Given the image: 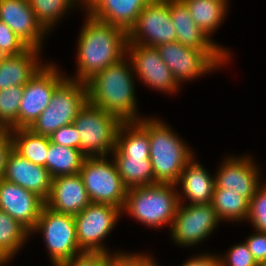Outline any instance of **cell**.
I'll use <instances>...</instances> for the list:
<instances>
[{
  "instance_id": "1",
  "label": "cell",
  "mask_w": 266,
  "mask_h": 266,
  "mask_svg": "<svg viewBox=\"0 0 266 266\" xmlns=\"http://www.w3.org/2000/svg\"><path fill=\"white\" fill-rule=\"evenodd\" d=\"M77 44L76 76L67 78L86 83L97 72L127 56V32L94 18L86 12Z\"/></svg>"
},
{
  "instance_id": "2",
  "label": "cell",
  "mask_w": 266,
  "mask_h": 266,
  "mask_svg": "<svg viewBox=\"0 0 266 266\" xmlns=\"http://www.w3.org/2000/svg\"><path fill=\"white\" fill-rule=\"evenodd\" d=\"M134 71L126 56L119 62L97 72L87 82L88 102L122 122H137V100Z\"/></svg>"
},
{
  "instance_id": "3",
  "label": "cell",
  "mask_w": 266,
  "mask_h": 266,
  "mask_svg": "<svg viewBox=\"0 0 266 266\" xmlns=\"http://www.w3.org/2000/svg\"><path fill=\"white\" fill-rule=\"evenodd\" d=\"M150 140V161L156 183H178L181 172L194 158L191 147L159 118H142L137 121Z\"/></svg>"
},
{
  "instance_id": "4",
  "label": "cell",
  "mask_w": 266,
  "mask_h": 266,
  "mask_svg": "<svg viewBox=\"0 0 266 266\" xmlns=\"http://www.w3.org/2000/svg\"><path fill=\"white\" fill-rule=\"evenodd\" d=\"M174 184L157 183L128 189L123 212L149 228H171L179 206Z\"/></svg>"
},
{
  "instance_id": "5",
  "label": "cell",
  "mask_w": 266,
  "mask_h": 266,
  "mask_svg": "<svg viewBox=\"0 0 266 266\" xmlns=\"http://www.w3.org/2000/svg\"><path fill=\"white\" fill-rule=\"evenodd\" d=\"M73 123L80 136V150L86 157L111 156L123 123L118 117L87 102Z\"/></svg>"
},
{
  "instance_id": "6",
  "label": "cell",
  "mask_w": 266,
  "mask_h": 266,
  "mask_svg": "<svg viewBox=\"0 0 266 266\" xmlns=\"http://www.w3.org/2000/svg\"><path fill=\"white\" fill-rule=\"evenodd\" d=\"M87 102L86 83L66 78L55 89L47 108L28 129L50 137L57 129L73 123Z\"/></svg>"
},
{
  "instance_id": "7",
  "label": "cell",
  "mask_w": 266,
  "mask_h": 266,
  "mask_svg": "<svg viewBox=\"0 0 266 266\" xmlns=\"http://www.w3.org/2000/svg\"><path fill=\"white\" fill-rule=\"evenodd\" d=\"M156 48L179 85H182V82L200 78L209 72L212 73L231 59L224 51H201L177 41L162 44Z\"/></svg>"
},
{
  "instance_id": "8",
  "label": "cell",
  "mask_w": 266,
  "mask_h": 266,
  "mask_svg": "<svg viewBox=\"0 0 266 266\" xmlns=\"http://www.w3.org/2000/svg\"><path fill=\"white\" fill-rule=\"evenodd\" d=\"M109 156L85 157L79 174L91 203L109 204L121 210L128 188L121 180L117 166Z\"/></svg>"
},
{
  "instance_id": "9",
  "label": "cell",
  "mask_w": 266,
  "mask_h": 266,
  "mask_svg": "<svg viewBox=\"0 0 266 266\" xmlns=\"http://www.w3.org/2000/svg\"><path fill=\"white\" fill-rule=\"evenodd\" d=\"M33 233L43 234L42 238L53 266L82 253L78 245L74 215L55 212L45 205L38 222L30 232Z\"/></svg>"
},
{
  "instance_id": "10",
  "label": "cell",
  "mask_w": 266,
  "mask_h": 266,
  "mask_svg": "<svg viewBox=\"0 0 266 266\" xmlns=\"http://www.w3.org/2000/svg\"><path fill=\"white\" fill-rule=\"evenodd\" d=\"M121 213L122 210L113 205L90 203L83 211L74 215L80 250L111 252L103 245V240L114 229Z\"/></svg>"
},
{
  "instance_id": "11",
  "label": "cell",
  "mask_w": 266,
  "mask_h": 266,
  "mask_svg": "<svg viewBox=\"0 0 266 266\" xmlns=\"http://www.w3.org/2000/svg\"><path fill=\"white\" fill-rule=\"evenodd\" d=\"M220 222L211 203H180L169 233L174 244L194 247L207 239Z\"/></svg>"
},
{
  "instance_id": "12",
  "label": "cell",
  "mask_w": 266,
  "mask_h": 266,
  "mask_svg": "<svg viewBox=\"0 0 266 266\" xmlns=\"http://www.w3.org/2000/svg\"><path fill=\"white\" fill-rule=\"evenodd\" d=\"M128 42L157 47L176 41V30L171 20L170 0H152L137 17L127 32Z\"/></svg>"
},
{
  "instance_id": "13",
  "label": "cell",
  "mask_w": 266,
  "mask_h": 266,
  "mask_svg": "<svg viewBox=\"0 0 266 266\" xmlns=\"http://www.w3.org/2000/svg\"><path fill=\"white\" fill-rule=\"evenodd\" d=\"M67 78L53 64H44L24 85L19 105V128H29L47 108L55 89Z\"/></svg>"
},
{
  "instance_id": "14",
  "label": "cell",
  "mask_w": 266,
  "mask_h": 266,
  "mask_svg": "<svg viewBox=\"0 0 266 266\" xmlns=\"http://www.w3.org/2000/svg\"><path fill=\"white\" fill-rule=\"evenodd\" d=\"M127 57L130 59L134 74L146 86L163 93L176 94L178 84L168 66L161 59L156 47L143 46L128 42Z\"/></svg>"
},
{
  "instance_id": "15",
  "label": "cell",
  "mask_w": 266,
  "mask_h": 266,
  "mask_svg": "<svg viewBox=\"0 0 266 266\" xmlns=\"http://www.w3.org/2000/svg\"><path fill=\"white\" fill-rule=\"evenodd\" d=\"M255 163L249 155L226 157L214 175V189L239 194L250 202L262 183L260 167Z\"/></svg>"
},
{
  "instance_id": "16",
  "label": "cell",
  "mask_w": 266,
  "mask_h": 266,
  "mask_svg": "<svg viewBox=\"0 0 266 266\" xmlns=\"http://www.w3.org/2000/svg\"><path fill=\"white\" fill-rule=\"evenodd\" d=\"M0 20L30 48L42 50L48 32L37 21L28 0H0Z\"/></svg>"
},
{
  "instance_id": "17",
  "label": "cell",
  "mask_w": 266,
  "mask_h": 266,
  "mask_svg": "<svg viewBox=\"0 0 266 266\" xmlns=\"http://www.w3.org/2000/svg\"><path fill=\"white\" fill-rule=\"evenodd\" d=\"M45 201L21 186L2 180L0 182V210L31 232L38 222Z\"/></svg>"
},
{
  "instance_id": "18",
  "label": "cell",
  "mask_w": 266,
  "mask_h": 266,
  "mask_svg": "<svg viewBox=\"0 0 266 266\" xmlns=\"http://www.w3.org/2000/svg\"><path fill=\"white\" fill-rule=\"evenodd\" d=\"M4 180L17 184L46 201L53 178L45 167L33 164L13 150L7 160Z\"/></svg>"
},
{
  "instance_id": "19",
  "label": "cell",
  "mask_w": 266,
  "mask_h": 266,
  "mask_svg": "<svg viewBox=\"0 0 266 266\" xmlns=\"http://www.w3.org/2000/svg\"><path fill=\"white\" fill-rule=\"evenodd\" d=\"M91 203L81 175L53 178L50 194L45 205L51 210L76 215Z\"/></svg>"
},
{
  "instance_id": "20",
  "label": "cell",
  "mask_w": 266,
  "mask_h": 266,
  "mask_svg": "<svg viewBox=\"0 0 266 266\" xmlns=\"http://www.w3.org/2000/svg\"><path fill=\"white\" fill-rule=\"evenodd\" d=\"M170 14L177 42L201 51H224L229 57L231 56L227 48L215 43L198 27L182 0H170Z\"/></svg>"
},
{
  "instance_id": "21",
  "label": "cell",
  "mask_w": 266,
  "mask_h": 266,
  "mask_svg": "<svg viewBox=\"0 0 266 266\" xmlns=\"http://www.w3.org/2000/svg\"><path fill=\"white\" fill-rule=\"evenodd\" d=\"M206 170L207 168L205 169L200 162H196L195 158L186 165L176 184L177 190H180V192L178 191L180 203L185 202L184 198L189 200L187 204L212 202L215 177L210 176L211 174ZM179 186L180 189H178Z\"/></svg>"
},
{
  "instance_id": "22",
  "label": "cell",
  "mask_w": 266,
  "mask_h": 266,
  "mask_svg": "<svg viewBox=\"0 0 266 266\" xmlns=\"http://www.w3.org/2000/svg\"><path fill=\"white\" fill-rule=\"evenodd\" d=\"M41 51L29 47L18 55L0 56V90L24 86L44 65Z\"/></svg>"
},
{
  "instance_id": "23",
  "label": "cell",
  "mask_w": 266,
  "mask_h": 266,
  "mask_svg": "<svg viewBox=\"0 0 266 266\" xmlns=\"http://www.w3.org/2000/svg\"><path fill=\"white\" fill-rule=\"evenodd\" d=\"M152 0H100L88 13L128 32L142 9Z\"/></svg>"
},
{
  "instance_id": "24",
  "label": "cell",
  "mask_w": 266,
  "mask_h": 266,
  "mask_svg": "<svg viewBox=\"0 0 266 266\" xmlns=\"http://www.w3.org/2000/svg\"><path fill=\"white\" fill-rule=\"evenodd\" d=\"M111 155L121 180L128 189L157 184L154 180L150 156H125L117 147Z\"/></svg>"
},
{
  "instance_id": "25",
  "label": "cell",
  "mask_w": 266,
  "mask_h": 266,
  "mask_svg": "<svg viewBox=\"0 0 266 266\" xmlns=\"http://www.w3.org/2000/svg\"><path fill=\"white\" fill-rule=\"evenodd\" d=\"M182 1L188 7L193 21L210 38L225 20L229 5L223 0Z\"/></svg>"
},
{
  "instance_id": "26",
  "label": "cell",
  "mask_w": 266,
  "mask_h": 266,
  "mask_svg": "<svg viewBox=\"0 0 266 266\" xmlns=\"http://www.w3.org/2000/svg\"><path fill=\"white\" fill-rule=\"evenodd\" d=\"M13 150L33 164L46 168L47 152L50 144L48 136L34 134L28 128L10 130Z\"/></svg>"
},
{
  "instance_id": "27",
  "label": "cell",
  "mask_w": 266,
  "mask_h": 266,
  "mask_svg": "<svg viewBox=\"0 0 266 266\" xmlns=\"http://www.w3.org/2000/svg\"><path fill=\"white\" fill-rule=\"evenodd\" d=\"M85 157L80 149L50 142L47 152L46 169L52 178L75 175L80 172Z\"/></svg>"
},
{
  "instance_id": "28",
  "label": "cell",
  "mask_w": 266,
  "mask_h": 266,
  "mask_svg": "<svg viewBox=\"0 0 266 266\" xmlns=\"http://www.w3.org/2000/svg\"><path fill=\"white\" fill-rule=\"evenodd\" d=\"M116 147L125 156H150L148 132L138 122H123L117 132Z\"/></svg>"
},
{
  "instance_id": "29",
  "label": "cell",
  "mask_w": 266,
  "mask_h": 266,
  "mask_svg": "<svg viewBox=\"0 0 266 266\" xmlns=\"http://www.w3.org/2000/svg\"><path fill=\"white\" fill-rule=\"evenodd\" d=\"M211 204L222 221H246L249 211V201L243 196L225 192V189H214Z\"/></svg>"
},
{
  "instance_id": "30",
  "label": "cell",
  "mask_w": 266,
  "mask_h": 266,
  "mask_svg": "<svg viewBox=\"0 0 266 266\" xmlns=\"http://www.w3.org/2000/svg\"><path fill=\"white\" fill-rule=\"evenodd\" d=\"M30 232L9 214L0 210V252L10 261L24 247Z\"/></svg>"
},
{
  "instance_id": "31",
  "label": "cell",
  "mask_w": 266,
  "mask_h": 266,
  "mask_svg": "<svg viewBox=\"0 0 266 266\" xmlns=\"http://www.w3.org/2000/svg\"><path fill=\"white\" fill-rule=\"evenodd\" d=\"M37 21L49 33L63 15L77 8V0H28ZM76 4V5H75Z\"/></svg>"
},
{
  "instance_id": "32",
  "label": "cell",
  "mask_w": 266,
  "mask_h": 266,
  "mask_svg": "<svg viewBox=\"0 0 266 266\" xmlns=\"http://www.w3.org/2000/svg\"><path fill=\"white\" fill-rule=\"evenodd\" d=\"M24 86H10L0 90V121L8 128H19V105L23 96Z\"/></svg>"
},
{
  "instance_id": "33",
  "label": "cell",
  "mask_w": 266,
  "mask_h": 266,
  "mask_svg": "<svg viewBox=\"0 0 266 266\" xmlns=\"http://www.w3.org/2000/svg\"><path fill=\"white\" fill-rule=\"evenodd\" d=\"M246 221H251L257 231L266 232V184L260 185L249 202Z\"/></svg>"
},
{
  "instance_id": "34",
  "label": "cell",
  "mask_w": 266,
  "mask_h": 266,
  "mask_svg": "<svg viewBox=\"0 0 266 266\" xmlns=\"http://www.w3.org/2000/svg\"><path fill=\"white\" fill-rule=\"evenodd\" d=\"M125 252H82L58 266H110L118 254Z\"/></svg>"
},
{
  "instance_id": "35",
  "label": "cell",
  "mask_w": 266,
  "mask_h": 266,
  "mask_svg": "<svg viewBox=\"0 0 266 266\" xmlns=\"http://www.w3.org/2000/svg\"><path fill=\"white\" fill-rule=\"evenodd\" d=\"M29 46L0 20V56L18 55Z\"/></svg>"
},
{
  "instance_id": "36",
  "label": "cell",
  "mask_w": 266,
  "mask_h": 266,
  "mask_svg": "<svg viewBox=\"0 0 266 266\" xmlns=\"http://www.w3.org/2000/svg\"><path fill=\"white\" fill-rule=\"evenodd\" d=\"M222 266H258L245 242L232 246L226 255H219Z\"/></svg>"
},
{
  "instance_id": "37",
  "label": "cell",
  "mask_w": 266,
  "mask_h": 266,
  "mask_svg": "<svg viewBox=\"0 0 266 266\" xmlns=\"http://www.w3.org/2000/svg\"><path fill=\"white\" fill-rule=\"evenodd\" d=\"M49 138L52 143L80 149V136L74 123L62 126Z\"/></svg>"
},
{
  "instance_id": "38",
  "label": "cell",
  "mask_w": 266,
  "mask_h": 266,
  "mask_svg": "<svg viewBox=\"0 0 266 266\" xmlns=\"http://www.w3.org/2000/svg\"><path fill=\"white\" fill-rule=\"evenodd\" d=\"M254 231V234L247 237L245 243L257 264H260L266 262V232Z\"/></svg>"
},
{
  "instance_id": "39",
  "label": "cell",
  "mask_w": 266,
  "mask_h": 266,
  "mask_svg": "<svg viewBox=\"0 0 266 266\" xmlns=\"http://www.w3.org/2000/svg\"><path fill=\"white\" fill-rule=\"evenodd\" d=\"M148 255L145 253H122L120 254V266H158L150 253Z\"/></svg>"
},
{
  "instance_id": "40",
  "label": "cell",
  "mask_w": 266,
  "mask_h": 266,
  "mask_svg": "<svg viewBox=\"0 0 266 266\" xmlns=\"http://www.w3.org/2000/svg\"><path fill=\"white\" fill-rule=\"evenodd\" d=\"M13 151V139L10 130L0 138V182L4 180V172L8 157Z\"/></svg>"
},
{
  "instance_id": "41",
  "label": "cell",
  "mask_w": 266,
  "mask_h": 266,
  "mask_svg": "<svg viewBox=\"0 0 266 266\" xmlns=\"http://www.w3.org/2000/svg\"><path fill=\"white\" fill-rule=\"evenodd\" d=\"M181 266H222V263L217 254L200 253L185 261Z\"/></svg>"
},
{
  "instance_id": "42",
  "label": "cell",
  "mask_w": 266,
  "mask_h": 266,
  "mask_svg": "<svg viewBox=\"0 0 266 266\" xmlns=\"http://www.w3.org/2000/svg\"><path fill=\"white\" fill-rule=\"evenodd\" d=\"M99 1L100 0H77L79 7L82 5L86 12H89Z\"/></svg>"
},
{
  "instance_id": "43",
  "label": "cell",
  "mask_w": 266,
  "mask_h": 266,
  "mask_svg": "<svg viewBox=\"0 0 266 266\" xmlns=\"http://www.w3.org/2000/svg\"><path fill=\"white\" fill-rule=\"evenodd\" d=\"M8 128L0 121V138L3 137L7 132Z\"/></svg>"
},
{
  "instance_id": "44",
  "label": "cell",
  "mask_w": 266,
  "mask_h": 266,
  "mask_svg": "<svg viewBox=\"0 0 266 266\" xmlns=\"http://www.w3.org/2000/svg\"><path fill=\"white\" fill-rule=\"evenodd\" d=\"M9 262V259L0 252V266H3V264H7Z\"/></svg>"
},
{
  "instance_id": "45",
  "label": "cell",
  "mask_w": 266,
  "mask_h": 266,
  "mask_svg": "<svg viewBox=\"0 0 266 266\" xmlns=\"http://www.w3.org/2000/svg\"><path fill=\"white\" fill-rule=\"evenodd\" d=\"M110 266H120V254L117 255L114 262Z\"/></svg>"
},
{
  "instance_id": "46",
  "label": "cell",
  "mask_w": 266,
  "mask_h": 266,
  "mask_svg": "<svg viewBox=\"0 0 266 266\" xmlns=\"http://www.w3.org/2000/svg\"><path fill=\"white\" fill-rule=\"evenodd\" d=\"M258 266H266V262L260 263Z\"/></svg>"
}]
</instances>
